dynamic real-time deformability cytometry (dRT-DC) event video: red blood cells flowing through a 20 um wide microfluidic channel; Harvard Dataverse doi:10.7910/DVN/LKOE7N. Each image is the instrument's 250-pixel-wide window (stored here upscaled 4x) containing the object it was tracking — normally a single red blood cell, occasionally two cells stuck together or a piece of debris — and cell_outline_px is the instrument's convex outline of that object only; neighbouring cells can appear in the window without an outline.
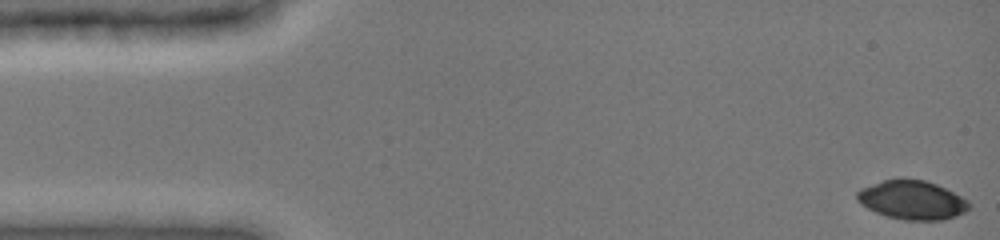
{"species": "common noctule bat (a hibernating species)", "species_latin": "Nyctalus noctula", "temperature_condition": "cold", "stored_images_in_passage": 45, "camera_frame_rate_fps": 3000, "um_per_image_px": 0.085, "animal": {"sex": "female", "body_mass_g": 19.0, "forearm_length_mm": 51.5}, "frame": {"image": 1, "passage_image": 1, "time_ms": 0.0, "image_size_px": [1000, 240], "cell_outline_px": [[968, 208], [964, 212], [956, 216], [944, 220], [904, 220], [888, 216], [876, 212], [860, 204], [856, 200], [856, 192], [860, 188], [884, 180], [924, 180], [936, 184], [968, 200]], "centroid_in_image_um": [77.5, 17.02], "position_along_channel_um": 7.5, "area_um2": 24.97}}
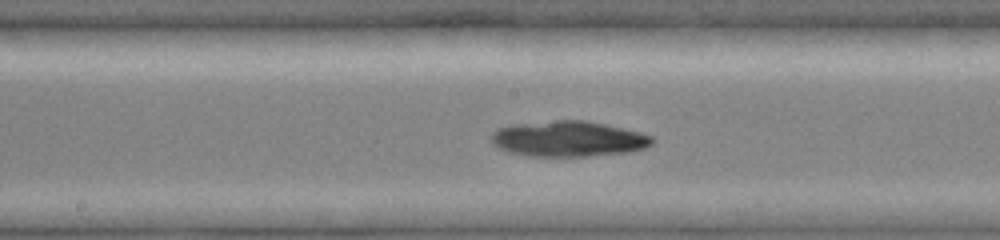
{"frame": {"image": 2, "passage_image": 25, "time_ms": 8.0, "image_size_px": [1000, 240], "cell_outline_px": [[656, 140], [652, 144], [644, 148], [628, 152], [584, 156], [528, 156], [512, 152], [500, 148], [492, 144], [492, 132], [496, 128], [512, 124], [556, 120], [584, 120], [604, 124], [640, 132], [652, 136]], "centroid_in_image_um": [48.31, 11.79], "position_along_channel_um": 199.9, "area_um2": 33.29}}
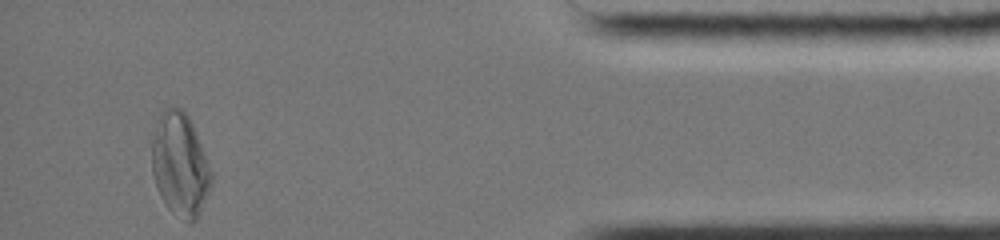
{"frame": {"image": 3, "passage_image": 45, "time_ms": 14.667, "image_size_px": [1000, 240], "cell_outline_px": [[212, 184], [196, 220], [192, 224], [168, 208], [160, 196], [152, 172], [152, 140], [160, 108], [180, 108], [188, 116], [192, 124], [204, 152], [212, 172]], "centroid_in_image_um": [15.29, 13.98], "position_along_channel_um": 419.9, "area_um2": 35.49}}